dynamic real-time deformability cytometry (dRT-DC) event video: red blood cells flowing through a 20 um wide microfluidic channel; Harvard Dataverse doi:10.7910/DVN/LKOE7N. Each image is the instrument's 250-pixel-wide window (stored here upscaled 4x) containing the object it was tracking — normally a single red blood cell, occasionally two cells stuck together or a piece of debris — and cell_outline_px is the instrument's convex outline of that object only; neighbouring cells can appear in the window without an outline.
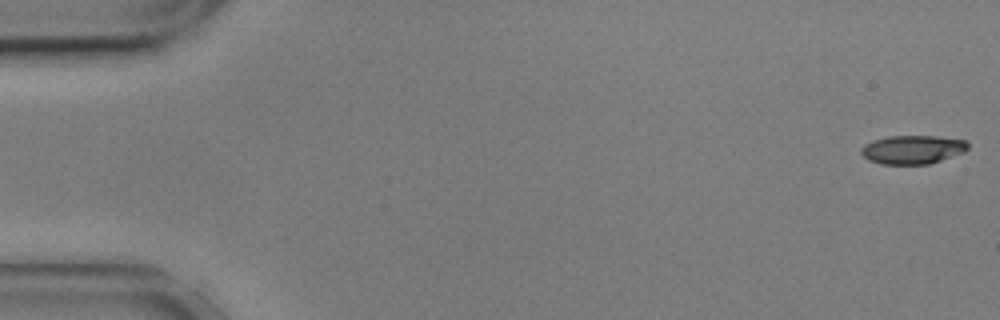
{"species": "common noctule bat (a hibernating species)", "species_latin": "Nyctalus noctula", "temperature_condition": "cold", "stored_images_in_passage": 55, "camera_frame_rate_fps": 3000, "um_per_image_px": 0.085, "animal": {"sex": "male", "body_mass_g": 17.9, "forearm_length_mm": 54.2}, "frame": {"image": 1, "passage_image": 1, "time_ms": 0.0, "image_size_px": [1000, 320], "cell_outline_px": [[968, 148], [964, 152], [928, 164], [880, 164], [868, 160], [860, 152], [860, 148], [864, 144], [872, 140], [888, 136], [936, 136], [968, 140]], "centroid_in_image_um": [77.55, 12.7], "position_along_channel_um": 7.5, "area_um2": 17.92}}
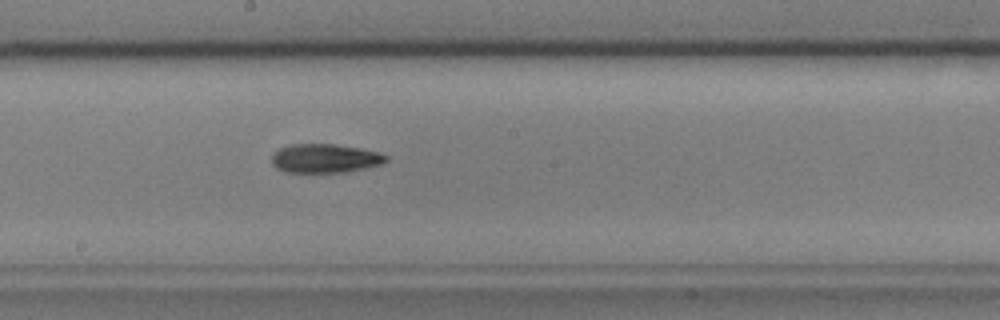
{"frame": {"image": 2, "passage_image": 30, "time_ms": 9.667, "image_size_px": [1000, 320], "cell_outline_px": [[388, 160], [380, 164], [348, 172], [284, 172], [276, 168], [272, 164], [272, 152], [288, 144], [336, 144], [360, 148], [376, 152], [388, 156]], "centroid_in_image_um": [27.58, 13.46], "position_along_channel_um": 220.6, "area_um2": 19.31}}
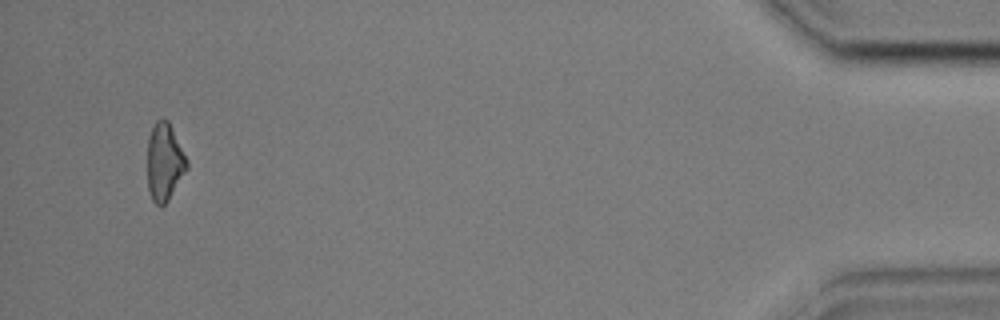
{"frame": {"image": 3, "passage_image": 53, "time_ms": 17.333, "image_size_px": [1000, 320], "cell_outline_px": [[188, 168], [168, 200], [164, 204], [156, 204], [152, 200], [148, 188], [148, 136], [156, 120], [168, 120], [188, 160]], "centroid_in_image_um": [13.99, 13.76], "position_along_channel_um": 421.2, "area_um2": 17.63}, "authors_computed_cell_mechanics": {"area_um2": 18.8428, "velocity_mm_per_s": 3.6114, "shape_relaxation_time_tau1_ms": 3.5126, "shape_relaxation_time_tau2_ms": null, "deformation_change_tau1": 0.1369, "deformation_change_tau2": null}}